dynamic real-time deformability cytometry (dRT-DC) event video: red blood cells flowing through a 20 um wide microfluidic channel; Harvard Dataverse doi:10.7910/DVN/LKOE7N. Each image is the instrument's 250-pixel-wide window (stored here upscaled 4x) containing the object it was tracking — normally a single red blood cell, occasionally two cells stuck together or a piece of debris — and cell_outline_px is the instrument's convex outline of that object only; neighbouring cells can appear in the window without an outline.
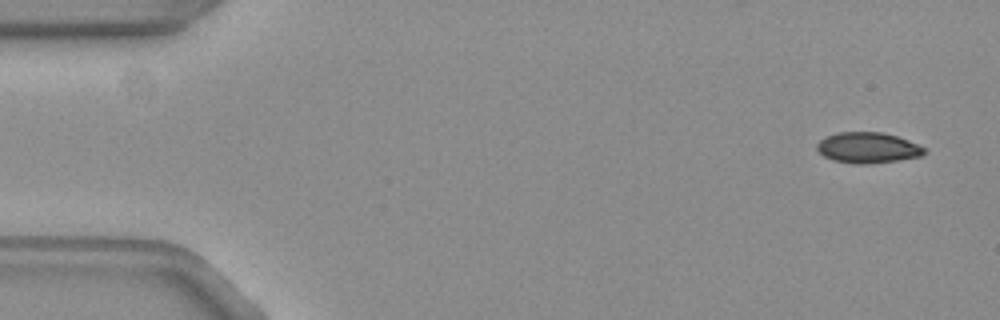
{"species": "common noctule bat (a hibernating species)", "species_latin": "Nyctalus noctula", "temperature_condition": "warm", "stored_images_in_passage": 53, "camera_frame_rate_fps": 3000, "um_per_image_px": 0.085, "animal": {"sex": "female", "body_mass_g": 19.3, "forearm_length_mm": 54.1}, "frame": {"image": 1, "passage_image": 1, "time_ms": 0.0, "image_size_px": [1000, 320], "cell_outline_px": [[928, 152], [920, 156], [896, 160], [836, 160], [824, 156], [816, 148], [816, 144], [820, 140], [836, 132], [880, 132], [896, 136], [908, 140], [924, 148]], "centroid_in_image_um": [73.77, 12.48], "position_along_channel_um": 11.2, "area_um2": 17.92}}
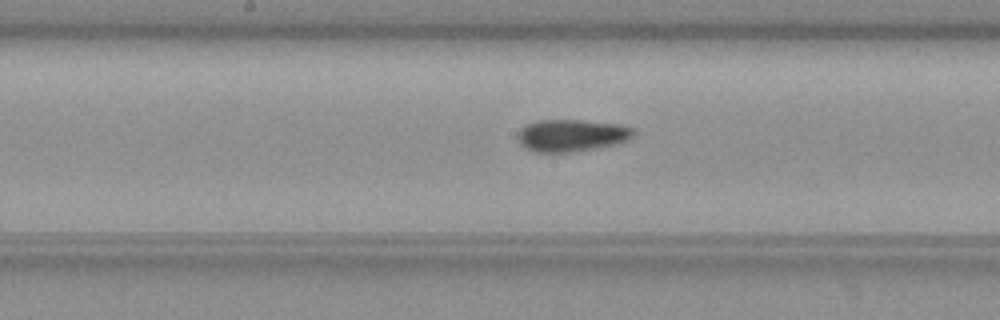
{"frame": {"image": 2, "passage_image": 26, "time_ms": 8.333, "image_size_px": [1000, 320], "cell_outline_px": [[636, 132], [628, 140], [620, 144], [572, 152], [536, 152], [524, 148], [520, 144], [520, 128], [524, 124], [536, 120], [580, 120], [620, 124], [632, 128]], "centroid_in_image_um": [48.61, 11.51], "position_along_channel_um": 199.6, "area_um2": 21.85}}
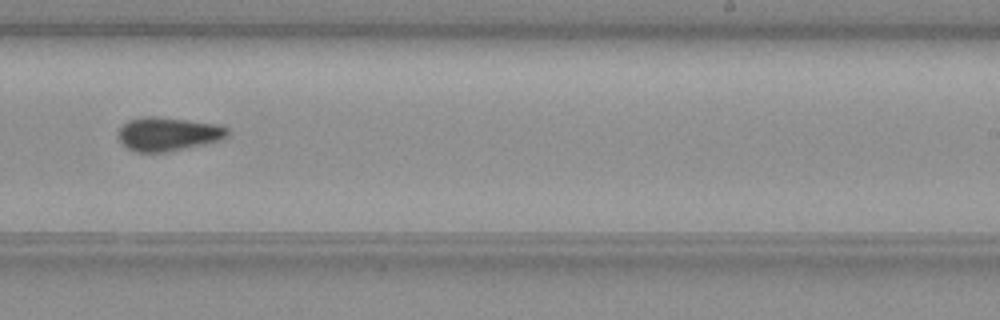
{"frame": {"image": 3, "passage_image": 32, "time_ms": 10.333, "image_size_px": [1000, 320], "cell_outline_px": [[232, 132], [224, 140], [168, 152], [136, 152], [128, 148], [120, 140], [120, 128], [128, 120], [140, 116], [156, 116], [220, 124], [228, 128]], "centroid_in_image_um": [14.37, 11.38], "position_along_channel_um": 274.6, "area_um2": 21.73}, "authors_computed_cell_mechanics": {"area_um2": 20.23, "velocity_mm_per_s": 3.7803, "shape_relaxation_time_tau1_ms": null, "shape_relaxation_time_tau2_ms": 3.5465, "deformation_change_tau1": null, "deformation_change_tau2": 0.0904}}